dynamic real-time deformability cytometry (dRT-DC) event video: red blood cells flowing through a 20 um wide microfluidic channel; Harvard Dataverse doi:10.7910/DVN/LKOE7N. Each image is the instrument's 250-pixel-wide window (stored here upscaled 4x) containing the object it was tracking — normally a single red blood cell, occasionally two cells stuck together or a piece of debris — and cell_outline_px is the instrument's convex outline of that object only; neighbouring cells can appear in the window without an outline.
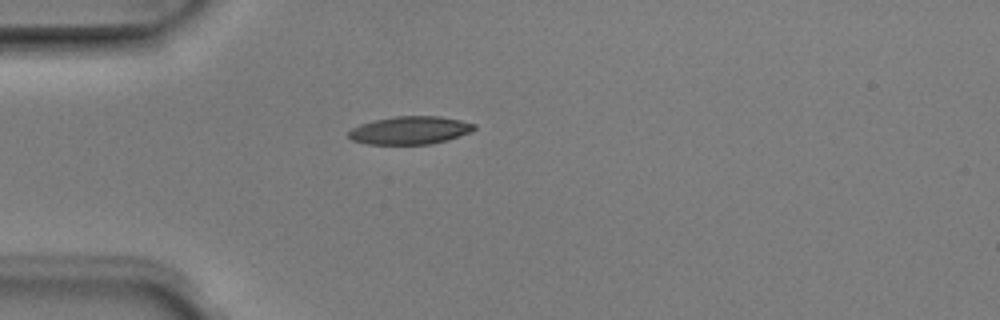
{"species": "Egyptian fruit bat (a non-hibernating species)", "species_latin": "Rousettus aegyptiacus", "temperature_condition": "room temperature", "stored_images_in_passage": 2, "camera_frame_rate_fps": 3000, "um_per_image_px": 0.085, "animal": {"sex": "male"}, "frame": {"image": 1, "passage_image": 1, "time_ms": 0.0, "image_size_px": [1000, 320], "cell_outline_px": [[476, 128], [468, 132], [448, 140], [432, 144], [368, 144], [352, 140], [348, 136], [348, 132], [352, 128], [360, 124], [376, 120], [396, 116], [440, 116], [460, 120], [476, 124]], "centroid_in_image_um": [34.85, 11.07], "position_along_channel_um": 50.2, "area_um2": 20.35}}